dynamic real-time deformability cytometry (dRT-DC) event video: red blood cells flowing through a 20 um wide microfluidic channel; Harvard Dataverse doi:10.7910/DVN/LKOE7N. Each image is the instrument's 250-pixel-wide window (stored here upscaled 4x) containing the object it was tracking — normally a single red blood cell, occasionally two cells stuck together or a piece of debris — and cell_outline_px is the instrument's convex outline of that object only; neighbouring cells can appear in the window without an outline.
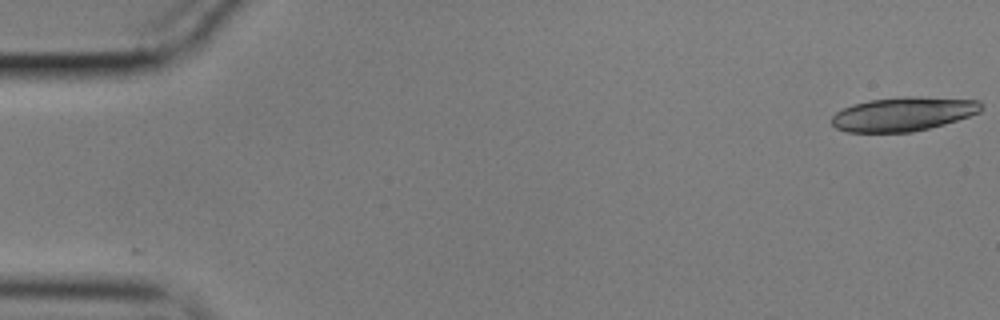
{"species": "common noctule bat (a hibernating species)", "species_latin": "Nyctalus noctula", "temperature_condition": "cold", "stored_images_in_passage": 2, "camera_frame_rate_fps": 3000, "um_per_image_px": 0.085, "animal": {"sex": "male", "body_mass_g": 17.9}, "frame": {"image": 1, "passage_image": 1, "time_ms": 0.0, "image_size_px": [1000, 320], "cell_outline_px": [[984, 108], [980, 112], [944, 124], [912, 132], [848, 132], [836, 128], [832, 124], [832, 116], [836, 112], [852, 104], [868, 100], [900, 96], [916, 96], [980, 100], [984, 104]], "centroid_in_image_um": [76.79, 9.67], "position_along_channel_um": 8.2, "area_um2": 29.82}}